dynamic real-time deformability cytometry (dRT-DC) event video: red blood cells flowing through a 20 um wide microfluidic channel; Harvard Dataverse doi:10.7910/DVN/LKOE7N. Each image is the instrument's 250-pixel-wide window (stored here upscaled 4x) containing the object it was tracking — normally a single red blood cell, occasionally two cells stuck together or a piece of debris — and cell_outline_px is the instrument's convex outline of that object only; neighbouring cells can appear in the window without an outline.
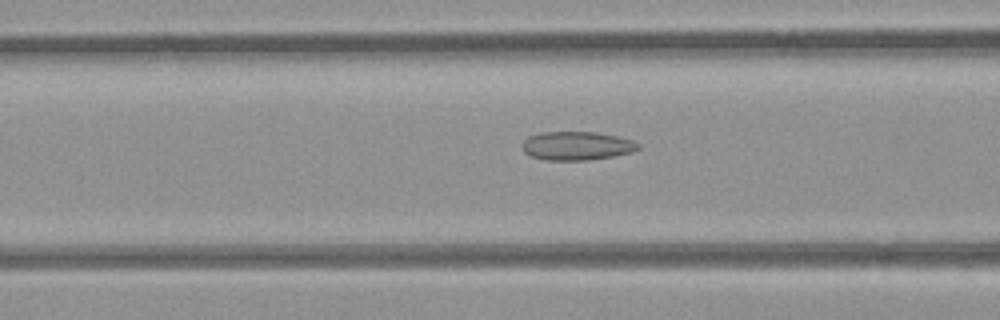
{"species": "common noctule bat (a hibernating species)", "species_latin": "Nyctalus noctula", "temperature_condition": "room temperature", "stored_images_in_passage": 34, "camera_frame_rate_fps": 3000, "um_per_image_px": 0.085, "animal": {"sex": "female", "body_mass_g": 21.9}, "frame": {"image": 1, "passage_image": 8, "time_ms": 2.333, "image_size_px": [1000, 320], "cell_outline_px": [[640, 148], [632, 152], [612, 156], [588, 160], [544, 160], [528, 156], [524, 152], [524, 140], [528, 136], [540, 132], [596, 132], [616, 136], [632, 140], [640, 144]], "centroid_in_image_um": [49.01, 12.4], "position_along_channel_um": 117.6, "area_um2": 19.36}}
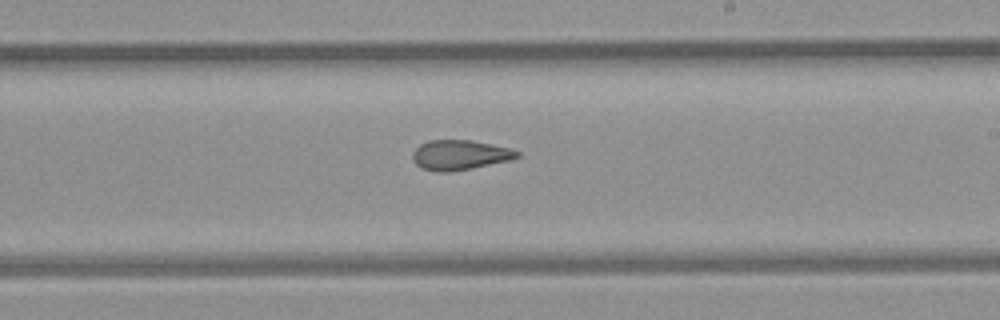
{"frame": {"image": 2, "passage_image": 18, "time_ms": 5.667, "image_size_px": [1000, 320], "cell_outline_px": [[520, 156], [512, 160], [472, 168], [448, 172], [436, 172], [420, 168], [412, 160], [412, 152], [420, 144], [428, 140], [468, 140], [508, 148], [520, 152]], "centroid_in_image_um": [39.04, 13.18], "position_along_channel_um": 250.0, "area_um2": 18.21}}
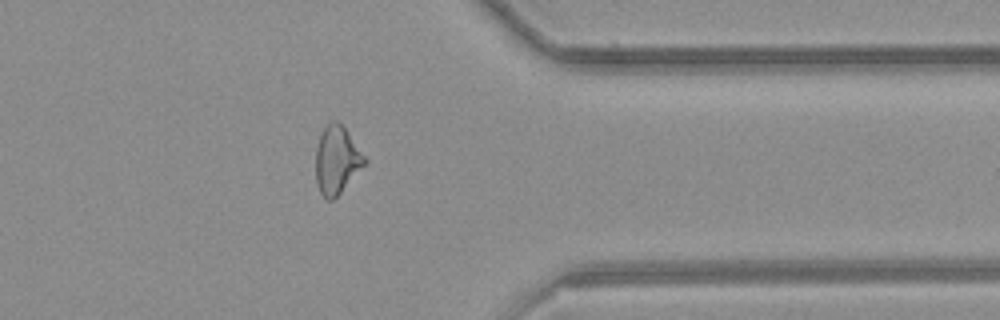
{"frame": {"image": 3, "passage_image": 29, "time_ms": 9.333, "image_size_px": [1000, 320], "cell_outline_px": [[368, 160], [340, 192], [332, 200], [328, 200], [320, 192], [316, 184], [316, 148], [320, 136], [324, 128], [332, 120], [336, 120], [344, 128]], "centroid_in_image_um": [28.61, 13.6], "position_along_channel_um": 382.8, "area_um2": 18.79}, "authors_computed_cell_mechanics": {"area_um2": 18.8717, "velocity_mm_per_s": 3.9594, "shape_relaxation_time_tau1_ms": null, "shape_relaxation_time_tau2_ms": 2.6306, "deformation_change_tau1": null, "deformation_change_tau2": 0.094}}